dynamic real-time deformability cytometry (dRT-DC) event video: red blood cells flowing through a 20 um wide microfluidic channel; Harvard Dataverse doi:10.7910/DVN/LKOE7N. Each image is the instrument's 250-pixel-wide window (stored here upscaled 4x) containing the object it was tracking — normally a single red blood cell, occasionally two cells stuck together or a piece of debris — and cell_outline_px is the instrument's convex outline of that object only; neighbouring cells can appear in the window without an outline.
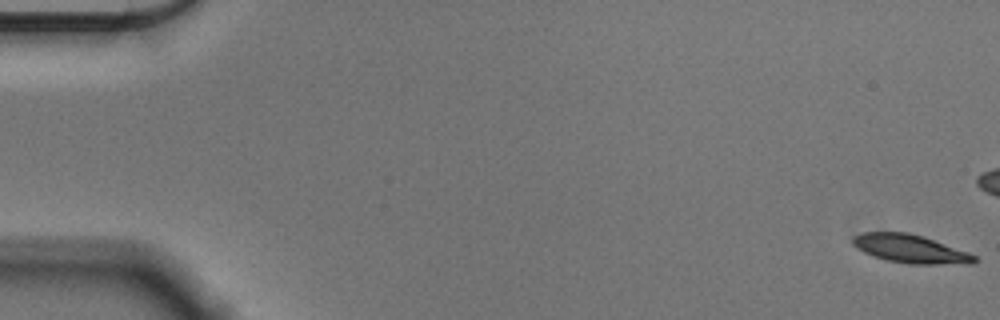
{"species": "Egyptian fruit bat (a non-hibernating species)", "species_latin": "Rousettus aegyptiacus", "temperature_condition": "cold", "stored_images_in_passage": 22, "camera_frame_rate_fps": 3000, "um_per_image_px": 0.085, "animal": {"sex": "male"}, "frame": {"image": 1, "passage_image": 1, "time_ms": 0.0, "image_size_px": [1000, 320], "cell_outline_px": [[980, 260], [972, 264], [912, 264], [888, 260], [872, 256], [864, 252], [852, 244], [852, 236], [860, 232], [908, 232], [924, 236], [968, 252], [976, 256]], "centroid_in_image_um": [77.4, 21.14], "position_along_channel_um": 7.6, "area_um2": 20.29}}
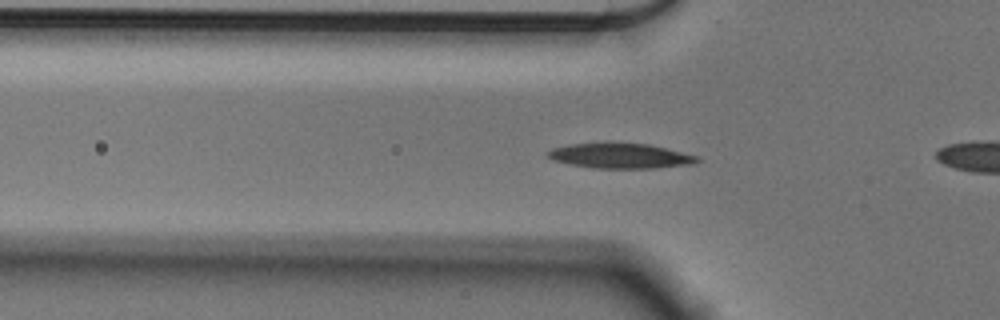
{"frame": {"image": 2, "passage_image": 19, "time_ms": 6.0, "image_size_px": [1000, 320], "cell_outline_px": [[700, 160], [692, 164], [656, 168], [592, 168], [552, 160], [548, 156], [548, 152], [552, 148], [568, 144], [608, 140], [648, 144], [696, 156]], "centroid_in_image_um": [52.65, 13.21], "position_along_channel_um": 73.1, "area_um2": 22.31}}